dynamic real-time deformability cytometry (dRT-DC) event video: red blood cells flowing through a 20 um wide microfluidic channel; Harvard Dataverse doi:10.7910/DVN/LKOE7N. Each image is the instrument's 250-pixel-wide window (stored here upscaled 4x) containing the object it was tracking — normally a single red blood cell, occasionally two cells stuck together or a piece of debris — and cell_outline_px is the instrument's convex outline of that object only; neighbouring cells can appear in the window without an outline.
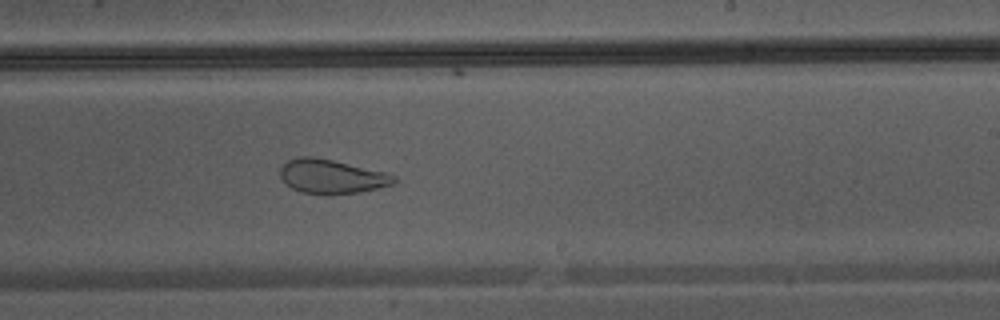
{"species": "Egyptian fruit bat (a non-hibernating species)", "species_latin": "Rousettus aegyptiacus", "temperature_condition": "warm", "stored_images_in_passage": 33, "camera_frame_rate_fps": 3000, "um_per_image_px": 0.085, "animal": {"sex": "male"}, "frame": {"image": 1, "passage_image": 15, "time_ms": 4.667, "image_size_px": [1000, 320], "cell_outline_px": [[396, 184], [360, 192], [300, 192], [292, 188], [280, 176], [280, 168], [288, 160], [300, 156], [312, 156], [332, 160], [388, 172], [396, 176]], "centroid_in_image_um": [28.24, 14.96], "position_along_channel_um": 260.8, "area_um2": 22.14}}